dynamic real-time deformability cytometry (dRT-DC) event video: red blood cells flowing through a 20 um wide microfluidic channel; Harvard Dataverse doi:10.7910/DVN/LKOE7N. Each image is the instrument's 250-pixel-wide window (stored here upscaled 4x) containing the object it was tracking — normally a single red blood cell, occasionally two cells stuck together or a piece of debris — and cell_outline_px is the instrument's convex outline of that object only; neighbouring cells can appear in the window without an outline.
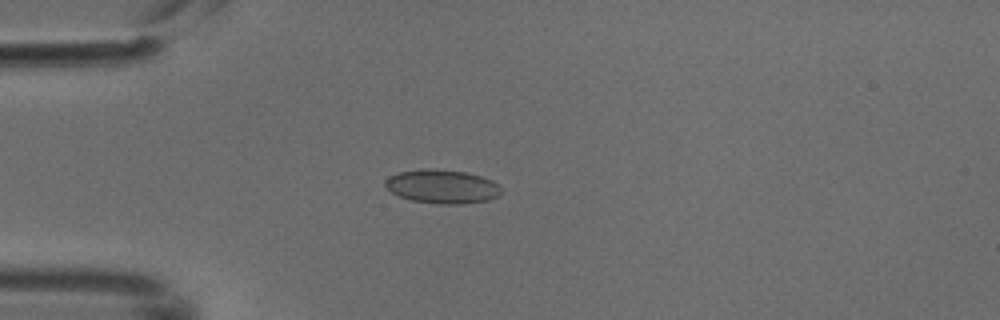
{"species": "common noctule bat (a hibernating species)", "species_latin": "Nyctalus noctula", "temperature_condition": "cold", "stored_images_in_passage": 2, "camera_frame_rate_fps": 3000, "um_per_image_px": 0.085, "animal": {"sex": "male", "body_mass_g": 18.8}, "frame": {"image": 1, "passage_image": 2, "time_ms": 0.333, "image_size_px": [1000, 320], "cell_outline_px": [[504, 192], [500, 196], [488, 200], [464, 204], [440, 204], [412, 200], [400, 196], [392, 192], [384, 184], [384, 180], [388, 176], [400, 172], [432, 168], [464, 172], [480, 176], [492, 180], [504, 188]], "centroid_in_image_um": [37.65, 15.86], "position_along_channel_um": 47.4, "area_um2": 22.95}}